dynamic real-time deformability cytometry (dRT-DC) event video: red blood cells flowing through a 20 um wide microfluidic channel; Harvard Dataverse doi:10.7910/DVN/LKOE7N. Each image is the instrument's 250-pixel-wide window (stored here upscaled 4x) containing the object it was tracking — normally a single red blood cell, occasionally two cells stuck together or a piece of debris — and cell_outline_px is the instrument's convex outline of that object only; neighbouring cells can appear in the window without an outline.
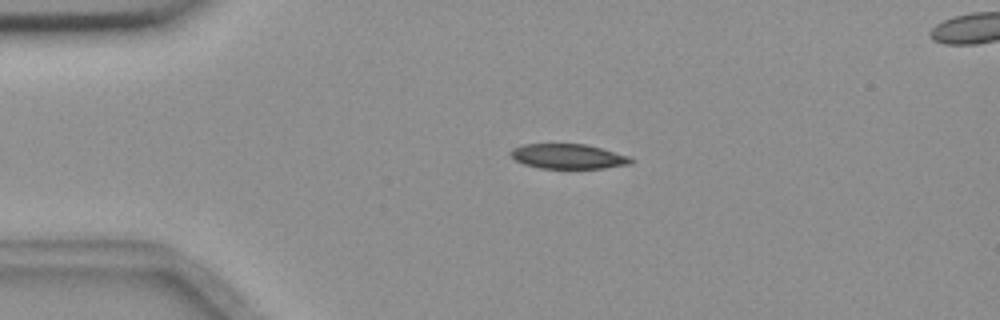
{"species": "common noctule bat (a hibernating species)", "species_latin": "Nyctalus noctula", "temperature_condition": "room temperature", "stored_images_in_passage": 55, "segment_of_instrument_passage": [1, 2], "camera_frame_rate_fps": 3000, "um_per_image_px": 0.085, "animal": {"sex": "female", "body_mass_g": 18.4}, "frame": {"image": 1, "passage_image": 11, "time_ms": 3.333, "image_size_px": [1000, 320], "cell_outline_px": [[636, 160], [632, 164], [604, 168], [540, 168], [524, 164], [516, 160], [508, 152], [512, 148], [524, 144], [588, 144], [628, 156]], "centroid_in_image_um": [48.31, 13.29], "position_along_channel_um": 36.7, "area_um2": 17.46}}
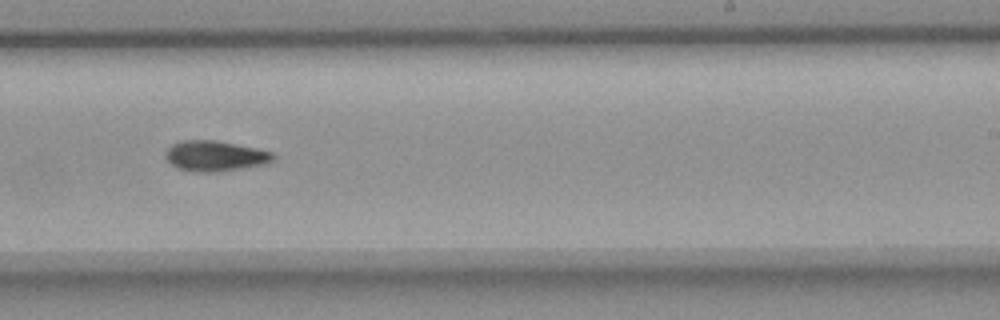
{"frame": {"image": 2, "passage_image": 33, "time_ms": 10.667, "image_size_px": [1000, 320], "cell_outline_px": [[276, 156], [272, 160], [264, 164], [216, 172], [196, 172], [180, 168], [172, 164], [164, 156], [168, 148], [172, 144], [180, 140], [216, 140], [256, 148], [272, 152]], "centroid_in_image_um": [18.27, 13.24], "position_along_channel_um": 270.7, "area_um2": 18.9}}
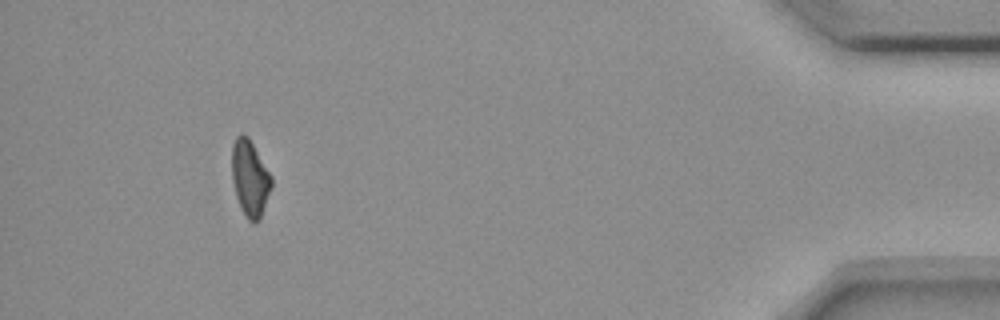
{"frame": {"image": 3, "passage_image": 50, "time_ms": 16.333, "image_size_px": [1000, 320], "cell_outline_px": [[272, 184], [260, 220], [256, 224], [248, 220], [240, 208], [236, 196], [232, 180], [232, 144], [236, 136], [240, 132], [248, 136], [272, 176]], "centroid_in_image_um": [21.24, 15.15], "position_along_channel_um": 414.0, "area_um2": 17.69}}